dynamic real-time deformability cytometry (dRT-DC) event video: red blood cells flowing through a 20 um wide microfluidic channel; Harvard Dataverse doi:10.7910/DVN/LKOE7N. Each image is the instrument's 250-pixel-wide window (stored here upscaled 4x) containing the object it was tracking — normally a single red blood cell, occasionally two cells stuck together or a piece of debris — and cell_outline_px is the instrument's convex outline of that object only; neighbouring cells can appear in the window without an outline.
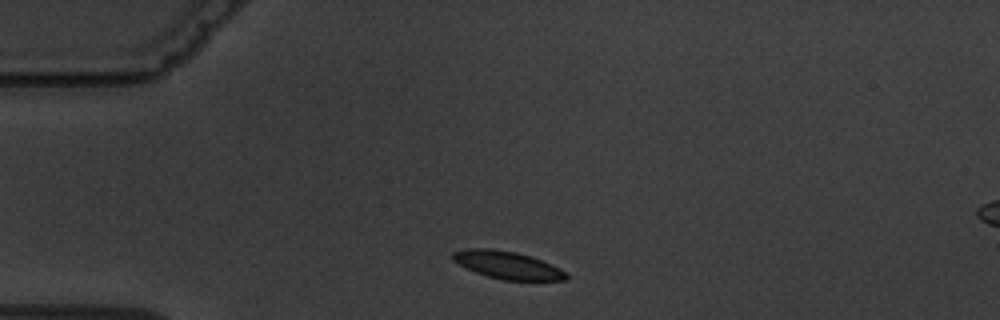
{"species": "common noctule bat (a hibernating species)", "species_latin": "Nyctalus noctula", "temperature_condition": "warm", "stored_images_in_passage": 3, "camera_frame_rate_fps": 3000, "um_per_image_px": 0.085, "animal": {"sex": "male", "body_mass_g": 19.5, "forearm_length_mm": 54.6}, "frame": {"image": 1, "passage_image": 1, "time_ms": 0.0, "image_size_px": [1000, 320], "cell_outline_px": [[568, 276], [564, 280], [504, 280], [488, 276], [476, 272], [452, 260], [452, 252], [468, 248], [488, 248], [516, 252], [552, 264], [568, 272]], "centroid_in_image_um": [43.14, 22.53], "position_along_channel_um": 41.9, "area_um2": 18.03}}
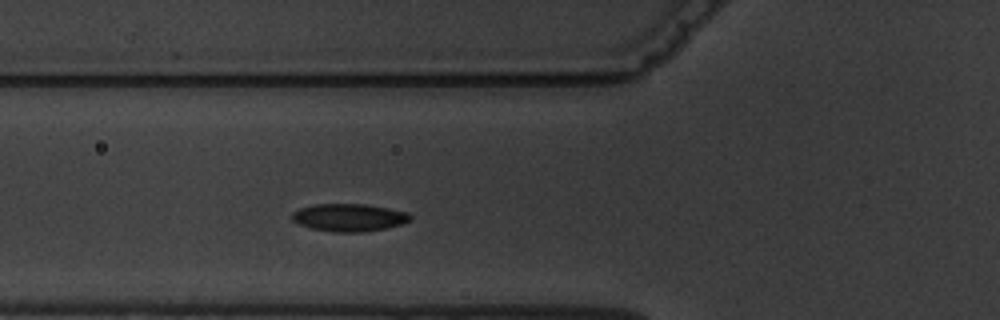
{"frame": {"image": 2, "passage_image": 3, "time_ms": 2.333, "image_size_px": [1000, 320], "cell_outline_px": [[412, 220], [404, 224], [388, 228], [364, 232], [332, 232], [312, 228], [300, 224], [292, 220], [292, 212], [300, 208], [316, 204], [364, 204], [388, 208], [408, 212], [412, 216]], "centroid_in_image_um": [29.73, 18.49], "position_along_channel_um": 96.1, "area_um2": 19.19}}